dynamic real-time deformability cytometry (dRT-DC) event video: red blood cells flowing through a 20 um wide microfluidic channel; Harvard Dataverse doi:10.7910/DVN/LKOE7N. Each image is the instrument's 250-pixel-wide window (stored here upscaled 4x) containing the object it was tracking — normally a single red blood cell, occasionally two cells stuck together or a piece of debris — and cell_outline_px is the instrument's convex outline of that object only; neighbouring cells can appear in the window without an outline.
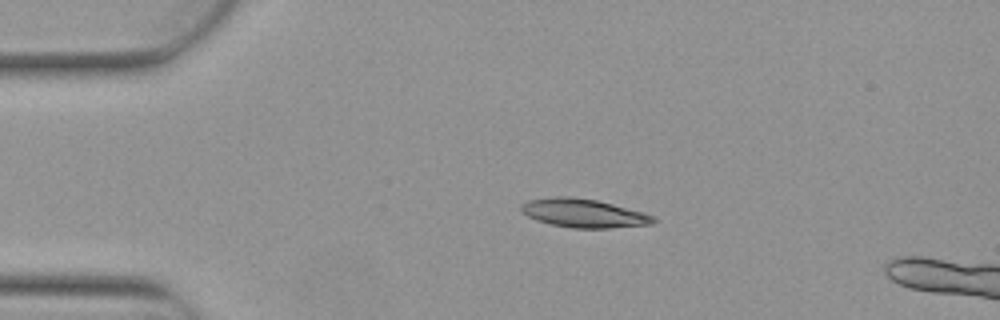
{"species": "Egyptian fruit bat (a non-hibernating species)", "species_latin": "Rousettus aegyptiacus", "temperature_condition": "warm", "stored_images_in_passage": 3, "camera_frame_rate_fps": 3000, "um_per_image_px": 0.085, "animal": {"sex": "female"}, "frame": {"image": 1, "passage_image": 1, "time_ms": 0.0, "image_size_px": [1000, 320], "cell_outline_px": [[656, 220], [652, 224], [608, 228], [572, 228], [552, 224], [536, 220], [528, 216], [520, 208], [520, 204], [528, 200], [556, 196], [568, 196], [596, 200], [644, 212], [652, 216]], "centroid_in_image_um": [49.59, 18.12], "position_along_channel_um": 35.4, "area_um2": 21.85}}